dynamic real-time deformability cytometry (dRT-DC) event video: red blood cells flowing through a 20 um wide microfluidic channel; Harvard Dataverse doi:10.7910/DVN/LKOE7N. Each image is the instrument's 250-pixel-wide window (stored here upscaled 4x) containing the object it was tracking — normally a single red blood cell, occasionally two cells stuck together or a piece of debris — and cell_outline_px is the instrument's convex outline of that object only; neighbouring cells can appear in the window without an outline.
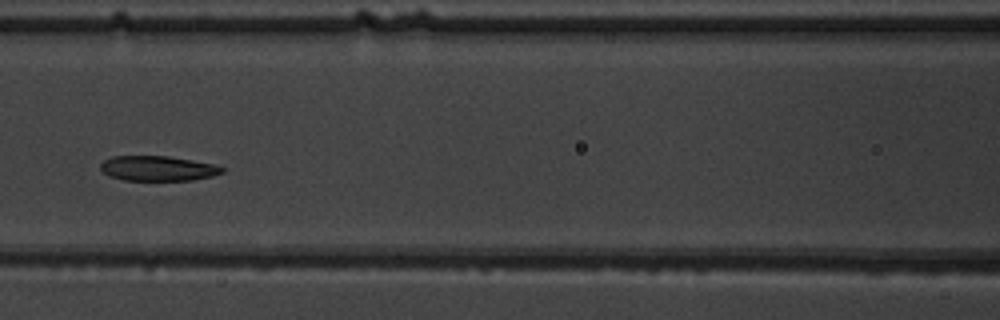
{"species": "common noctule bat (a hibernating species)", "species_latin": "Nyctalus noctula", "temperature_condition": "warm", "stored_images_in_passage": 7, "camera_frame_rate_fps": 3000, "um_per_image_px": 0.085, "animal": {"sex": "male", "body_mass_g": 19.5, "forearm_length_mm": 54.6}, "frame": {"image": 1, "passage_image": 3, "time_ms": 2.333, "image_size_px": [1000, 320], "cell_outline_px": [[224, 172], [212, 176], [192, 180], [124, 180], [108, 176], [100, 168], [100, 164], [104, 160], [112, 156], [168, 156], [220, 164], [224, 168]], "centroid_in_image_um": [13.46, 14.3], "position_along_channel_um": 153.1, "area_um2": 17.92}}
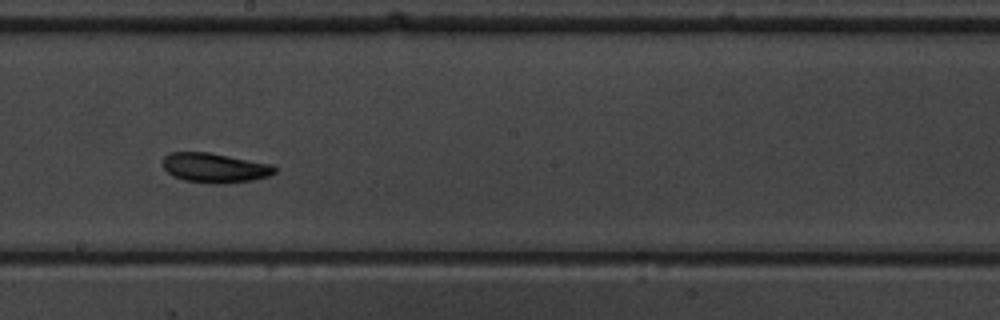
{"frame": {"image": 2, "passage_image": 5, "time_ms": 4.333, "image_size_px": [1000, 320], "cell_outline_px": [[276, 172], [268, 176], [252, 180], [220, 184], [216, 184], [184, 180], [172, 176], [164, 168], [160, 160], [168, 152], [208, 152], [272, 164], [276, 168]], "centroid_in_image_um": [18.21, 14.26], "position_along_channel_um": 230.0, "area_um2": 19.42}}
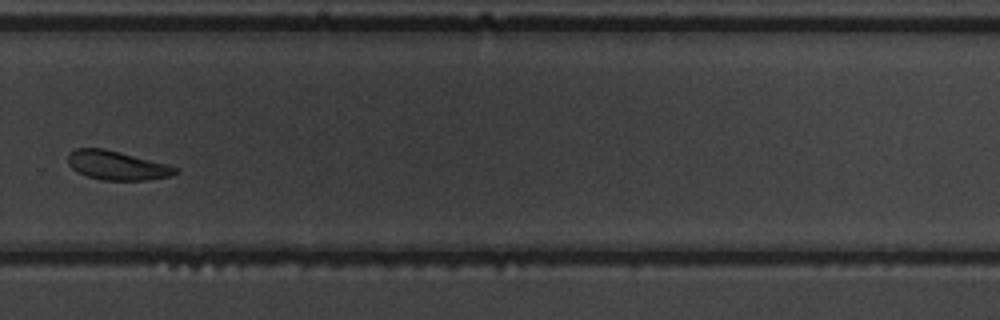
{"frame": {"image": 3, "passage_image": 7, "time_ms": 6.667, "image_size_px": [1000, 320], "cell_outline_px": [[180, 172], [172, 176], [144, 180], [100, 180], [76, 172], [68, 164], [68, 152], [76, 148], [104, 148], [168, 164], [180, 168]], "centroid_in_image_um": [9.96, 14.06], "position_along_channel_um": 319.8, "area_um2": 18.38}}